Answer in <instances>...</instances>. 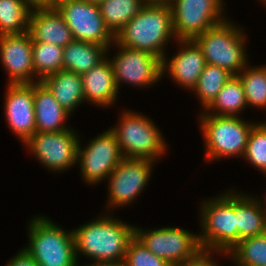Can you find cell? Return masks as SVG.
<instances>
[{
  "mask_svg": "<svg viewBox=\"0 0 266 266\" xmlns=\"http://www.w3.org/2000/svg\"><path fill=\"white\" fill-rule=\"evenodd\" d=\"M113 213L102 212L97 218L74 227L76 257L79 265L82 257L89 259L90 262L125 259L128 243L135 236V224L122 221Z\"/></svg>",
  "mask_w": 266,
  "mask_h": 266,
  "instance_id": "cell-1",
  "label": "cell"
},
{
  "mask_svg": "<svg viewBox=\"0 0 266 266\" xmlns=\"http://www.w3.org/2000/svg\"><path fill=\"white\" fill-rule=\"evenodd\" d=\"M176 40L169 5H144L115 35L119 45L146 51L161 59L169 52L166 47Z\"/></svg>",
  "mask_w": 266,
  "mask_h": 266,
  "instance_id": "cell-2",
  "label": "cell"
},
{
  "mask_svg": "<svg viewBox=\"0 0 266 266\" xmlns=\"http://www.w3.org/2000/svg\"><path fill=\"white\" fill-rule=\"evenodd\" d=\"M33 215L26 225L28 240L23 249L39 266H79L73 229H64L44 214Z\"/></svg>",
  "mask_w": 266,
  "mask_h": 266,
  "instance_id": "cell-3",
  "label": "cell"
},
{
  "mask_svg": "<svg viewBox=\"0 0 266 266\" xmlns=\"http://www.w3.org/2000/svg\"><path fill=\"white\" fill-rule=\"evenodd\" d=\"M119 119L110 129L115 133L121 154L128 159L158 162L167 156L168 142L159 126L142 112L121 109ZM159 160V161H158Z\"/></svg>",
  "mask_w": 266,
  "mask_h": 266,
  "instance_id": "cell-4",
  "label": "cell"
},
{
  "mask_svg": "<svg viewBox=\"0 0 266 266\" xmlns=\"http://www.w3.org/2000/svg\"><path fill=\"white\" fill-rule=\"evenodd\" d=\"M207 197L198 207V240L201 249L230 251L238 243L235 215V188ZM202 230V231H201Z\"/></svg>",
  "mask_w": 266,
  "mask_h": 266,
  "instance_id": "cell-5",
  "label": "cell"
},
{
  "mask_svg": "<svg viewBox=\"0 0 266 266\" xmlns=\"http://www.w3.org/2000/svg\"><path fill=\"white\" fill-rule=\"evenodd\" d=\"M197 122L205 148L204 163L241 159L244 155L249 133L257 123L244 117L218 116L198 113ZM216 160V161H215Z\"/></svg>",
  "mask_w": 266,
  "mask_h": 266,
  "instance_id": "cell-6",
  "label": "cell"
},
{
  "mask_svg": "<svg viewBox=\"0 0 266 266\" xmlns=\"http://www.w3.org/2000/svg\"><path fill=\"white\" fill-rule=\"evenodd\" d=\"M230 18L205 30L193 41L201 49L207 64L238 75L250 63L247 54L248 34L245 26L238 25Z\"/></svg>",
  "mask_w": 266,
  "mask_h": 266,
  "instance_id": "cell-7",
  "label": "cell"
},
{
  "mask_svg": "<svg viewBox=\"0 0 266 266\" xmlns=\"http://www.w3.org/2000/svg\"><path fill=\"white\" fill-rule=\"evenodd\" d=\"M114 48L116 52L111 55L110 52ZM107 57L112 64L119 92L120 88L126 84L145 90L157 85L158 81L160 83L163 79L162 59L149 52L124 47L114 41L107 49Z\"/></svg>",
  "mask_w": 266,
  "mask_h": 266,
  "instance_id": "cell-8",
  "label": "cell"
},
{
  "mask_svg": "<svg viewBox=\"0 0 266 266\" xmlns=\"http://www.w3.org/2000/svg\"><path fill=\"white\" fill-rule=\"evenodd\" d=\"M155 163L143 159L123 158L105 182L108 191L103 212L112 213L114 209L134 205L147 189Z\"/></svg>",
  "mask_w": 266,
  "mask_h": 266,
  "instance_id": "cell-9",
  "label": "cell"
},
{
  "mask_svg": "<svg viewBox=\"0 0 266 266\" xmlns=\"http://www.w3.org/2000/svg\"><path fill=\"white\" fill-rule=\"evenodd\" d=\"M74 128L59 132H35L22 146L49 172L66 173L77 165L81 136Z\"/></svg>",
  "mask_w": 266,
  "mask_h": 266,
  "instance_id": "cell-10",
  "label": "cell"
},
{
  "mask_svg": "<svg viewBox=\"0 0 266 266\" xmlns=\"http://www.w3.org/2000/svg\"><path fill=\"white\" fill-rule=\"evenodd\" d=\"M79 139L77 165L83 183L97 186L106 182L110 173L124 158L121 154L115 133L106 129L85 142ZM83 144V145H82ZM85 146V147H84Z\"/></svg>",
  "mask_w": 266,
  "mask_h": 266,
  "instance_id": "cell-11",
  "label": "cell"
},
{
  "mask_svg": "<svg viewBox=\"0 0 266 266\" xmlns=\"http://www.w3.org/2000/svg\"><path fill=\"white\" fill-rule=\"evenodd\" d=\"M135 225V236L151 251L172 266L193 258L200 250L198 232L179 226L141 228Z\"/></svg>",
  "mask_w": 266,
  "mask_h": 266,
  "instance_id": "cell-12",
  "label": "cell"
},
{
  "mask_svg": "<svg viewBox=\"0 0 266 266\" xmlns=\"http://www.w3.org/2000/svg\"><path fill=\"white\" fill-rule=\"evenodd\" d=\"M225 0H173L170 5L177 40H193L205 30L225 21Z\"/></svg>",
  "mask_w": 266,
  "mask_h": 266,
  "instance_id": "cell-13",
  "label": "cell"
},
{
  "mask_svg": "<svg viewBox=\"0 0 266 266\" xmlns=\"http://www.w3.org/2000/svg\"><path fill=\"white\" fill-rule=\"evenodd\" d=\"M71 30L74 40L110 47L115 36L101 16L99 4L85 0H59L55 7Z\"/></svg>",
  "mask_w": 266,
  "mask_h": 266,
  "instance_id": "cell-14",
  "label": "cell"
},
{
  "mask_svg": "<svg viewBox=\"0 0 266 266\" xmlns=\"http://www.w3.org/2000/svg\"><path fill=\"white\" fill-rule=\"evenodd\" d=\"M4 115L22 145L36 132L33 83L5 84Z\"/></svg>",
  "mask_w": 266,
  "mask_h": 266,
  "instance_id": "cell-15",
  "label": "cell"
},
{
  "mask_svg": "<svg viewBox=\"0 0 266 266\" xmlns=\"http://www.w3.org/2000/svg\"><path fill=\"white\" fill-rule=\"evenodd\" d=\"M175 43L177 50L173 55L168 56V52L162 59V77H169L181 89L191 92L207 64L206 59L193 40H176Z\"/></svg>",
  "mask_w": 266,
  "mask_h": 266,
  "instance_id": "cell-16",
  "label": "cell"
},
{
  "mask_svg": "<svg viewBox=\"0 0 266 266\" xmlns=\"http://www.w3.org/2000/svg\"><path fill=\"white\" fill-rule=\"evenodd\" d=\"M32 45L29 32L0 36V64L7 74L6 84L37 83Z\"/></svg>",
  "mask_w": 266,
  "mask_h": 266,
  "instance_id": "cell-17",
  "label": "cell"
},
{
  "mask_svg": "<svg viewBox=\"0 0 266 266\" xmlns=\"http://www.w3.org/2000/svg\"><path fill=\"white\" fill-rule=\"evenodd\" d=\"M81 78L84 103L98 106L102 110L115 106V103L119 100V91L115 83L113 67L108 57L82 74Z\"/></svg>",
  "mask_w": 266,
  "mask_h": 266,
  "instance_id": "cell-18",
  "label": "cell"
},
{
  "mask_svg": "<svg viewBox=\"0 0 266 266\" xmlns=\"http://www.w3.org/2000/svg\"><path fill=\"white\" fill-rule=\"evenodd\" d=\"M28 32L33 42L52 43L63 48L74 40L56 8L31 9Z\"/></svg>",
  "mask_w": 266,
  "mask_h": 266,
  "instance_id": "cell-19",
  "label": "cell"
},
{
  "mask_svg": "<svg viewBox=\"0 0 266 266\" xmlns=\"http://www.w3.org/2000/svg\"><path fill=\"white\" fill-rule=\"evenodd\" d=\"M33 96L36 132H59L72 128L68 124L72 115L57 102L41 81L33 83Z\"/></svg>",
  "mask_w": 266,
  "mask_h": 266,
  "instance_id": "cell-20",
  "label": "cell"
},
{
  "mask_svg": "<svg viewBox=\"0 0 266 266\" xmlns=\"http://www.w3.org/2000/svg\"><path fill=\"white\" fill-rule=\"evenodd\" d=\"M235 215L238 242L266 232V213L255 194L235 189Z\"/></svg>",
  "mask_w": 266,
  "mask_h": 266,
  "instance_id": "cell-21",
  "label": "cell"
},
{
  "mask_svg": "<svg viewBox=\"0 0 266 266\" xmlns=\"http://www.w3.org/2000/svg\"><path fill=\"white\" fill-rule=\"evenodd\" d=\"M57 102L71 115L84 103L81 75L61 70L41 81Z\"/></svg>",
  "mask_w": 266,
  "mask_h": 266,
  "instance_id": "cell-22",
  "label": "cell"
},
{
  "mask_svg": "<svg viewBox=\"0 0 266 266\" xmlns=\"http://www.w3.org/2000/svg\"><path fill=\"white\" fill-rule=\"evenodd\" d=\"M109 47L73 40L63 48V70L82 75L107 57Z\"/></svg>",
  "mask_w": 266,
  "mask_h": 266,
  "instance_id": "cell-23",
  "label": "cell"
},
{
  "mask_svg": "<svg viewBox=\"0 0 266 266\" xmlns=\"http://www.w3.org/2000/svg\"><path fill=\"white\" fill-rule=\"evenodd\" d=\"M247 108L243 84L237 75H233L217 94L212 104L200 113L242 117L243 111Z\"/></svg>",
  "mask_w": 266,
  "mask_h": 266,
  "instance_id": "cell-24",
  "label": "cell"
},
{
  "mask_svg": "<svg viewBox=\"0 0 266 266\" xmlns=\"http://www.w3.org/2000/svg\"><path fill=\"white\" fill-rule=\"evenodd\" d=\"M232 76L233 74L224 68L206 64L196 86L191 91L196 95L197 101L199 99L200 107L202 106L199 112L205 111L212 104L217 94Z\"/></svg>",
  "mask_w": 266,
  "mask_h": 266,
  "instance_id": "cell-25",
  "label": "cell"
},
{
  "mask_svg": "<svg viewBox=\"0 0 266 266\" xmlns=\"http://www.w3.org/2000/svg\"><path fill=\"white\" fill-rule=\"evenodd\" d=\"M144 5L142 0H103L99 3L104 23L114 36Z\"/></svg>",
  "mask_w": 266,
  "mask_h": 266,
  "instance_id": "cell-26",
  "label": "cell"
},
{
  "mask_svg": "<svg viewBox=\"0 0 266 266\" xmlns=\"http://www.w3.org/2000/svg\"><path fill=\"white\" fill-rule=\"evenodd\" d=\"M237 76L244 87L247 107L266 111V64L249 63Z\"/></svg>",
  "mask_w": 266,
  "mask_h": 266,
  "instance_id": "cell-27",
  "label": "cell"
},
{
  "mask_svg": "<svg viewBox=\"0 0 266 266\" xmlns=\"http://www.w3.org/2000/svg\"><path fill=\"white\" fill-rule=\"evenodd\" d=\"M30 11L25 0H0V36L28 32Z\"/></svg>",
  "mask_w": 266,
  "mask_h": 266,
  "instance_id": "cell-28",
  "label": "cell"
},
{
  "mask_svg": "<svg viewBox=\"0 0 266 266\" xmlns=\"http://www.w3.org/2000/svg\"><path fill=\"white\" fill-rule=\"evenodd\" d=\"M32 62L36 82L63 70V47L52 44L33 42Z\"/></svg>",
  "mask_w": 266,
  "mask_h": 266,
  "instance_id": "cell-29",
  "label": "cell"
},
{
  "mask_svg": "<svg viewBox=\"0 0 266 266\" xmlns=\"http://www.w3.org/2000/svg\"><path fill=\"white\" fill-rule=\"evenodd\" d=\"M228 253L237 266H266V232L241 239Z\"/></svg>",
  "mask_w": 266,
  "mask_h": 266,
  "instance_id": "cell-30",
  "label": "cell"
},
{
  "mask_svg": "<svg viewBox=\"0 0 266 266\" xmlns=\"http://www.w3.org/2000/svg\"><path fill=\"white\" fill-rule=\"evenodd\" d=\"M264 120V121H263ZM246 159V160H245ZM242 160L253 166L266 177V120L252 127Z\"/></svg>",
  "mask_w": 266,
  "mask_h": 266,
  "instance_id": "cell-31",
  "label": "cell"
},
{
  "mask_svg": "<svg viewBox=\"0 0 266 266\" xmlns=\"http://www.w3.org/2000/svg\"><path fill=\"white\" fill-rule=\"evenodd\" d=\"M124 261L127 266H172L168 261L155 256L136 236L128 243Z\"/></svg>",
  "mask_w": 266,
  "mask_h": 266,
  "instance_id": "cell-32",
  "label": "cell"
},
{
  "mask_svg": "<svg viewBox=\"0 0 266 266\" xmlns=\"http://www.w3.org/2000/svg\"><path fill=\"white\" fill-rule=\"evenodd\" d=\"M216 254V255H215ZM218 258H225L229 260V253L226 251H215V250H203L201 249L193 258L188 259L186 262L173 266H222L217 262ZM216 256V257H215Z\"/></svg>",
  "mask_w": 266,
  "mask_h": 266,
  "instance_id": "cell-33",
  "label": "cell"
},
{
  "mask_svg": "<svg viewBox=\"0 0 266 266\" xmlns=\"http://www.w3.org/2000/svg\"><path fill=\"white\" fill-rule=\"evenodd\" d=\"M4 266H39L35 260L23 249H18L13 257L7 260Z\"/></svg>",
  "mask_w": 266,
  "mask_h": 266,
  "instance_id": "cell-34",
  "label": "cell"
},
{
  "mask_svg": "<svg viewBox=\"0 0 266 266\" xmlns=\"http://www.w3.org/2000/svg\"><path fill=\"white\" fill-rule=\"evenodd\" d=\"M31 9L55 8L59 0H25Z\"/></svg>",
  "mask_w": 266,
  "mask_h": 266,
  "instance_id": "cell-35",
  "label": "cell"
},
{
  "mask_svg": "<svg viewBox=\"0 0 266 266\" xmlns=\"http://www.w3.org/2000/svg\"><path fill=\"white\" fill-rule=\"evenodd\" d=\"M79 266H127L124 260L120 261H105V262H83Z\"/></svg>",
  "mask_w": 266,
  "mask_h": 266,
  "instance_id": "cell-36",
  "label": "cell"
},
{
  "mask_svg": "<svg viewBox=\"0 0 266 266\" xmlns=\"http://www.w3.org/2000/svg\"><path fill=\"white\" fill-rule=\"evenodd\" d=\"M145 5H171L173 0H142Z\"/></svg>",
  "mask_w": 266,
  "mask_h": 266,
  "instance_id": "cell-37",
  "label": "cell"
},
{
  "mask_svg": "<svg viewBox=\"0 0 266 266\" xmlns=\"http://www.w3.org/2000/svg\"><path fill=\"white\" fill-rule=\"evenodd\" d=\"M264 193H265L264 195L263 194L261 195L262 197L257 196V194H256V198L260 202L261 207L263 208V210L266 213V192H264Z\"/></svg>",
  "mask_w": 266,
  "mask_h": 266,
  "instance_id": "cell-38",
  "label": "cell"
},
{
  "mask_svg": "<svg viewBox=\"0 0 266 266\" xmlns=\"http://www.w3.org/2000/svg\"><path fill=\"white\" fill-rule=\"evenodd\" d=\"M85 1H88V2L94 3V4H99L103 0H85Z\"/></svg>",
  "mask_w": 266,
  "mask_h": 266,
  "instance_id": "cell-39",
  "label": "cell"
},
{
  "mask_svg": "<svg viewBox=\"0 0 266 266\" xmlns=\"http://www.w3.org/2000/svg\"><path fill=\"white\" fill-rule=\"evenodd\" d=\"M260 3L263 4L264 7H266V0H260Z\"/></svg>",
  "mask_w": 266,
  "mask_h": 266,
  "instance_id": "cell-40",
  "label": "cell"
}]
</instances>
